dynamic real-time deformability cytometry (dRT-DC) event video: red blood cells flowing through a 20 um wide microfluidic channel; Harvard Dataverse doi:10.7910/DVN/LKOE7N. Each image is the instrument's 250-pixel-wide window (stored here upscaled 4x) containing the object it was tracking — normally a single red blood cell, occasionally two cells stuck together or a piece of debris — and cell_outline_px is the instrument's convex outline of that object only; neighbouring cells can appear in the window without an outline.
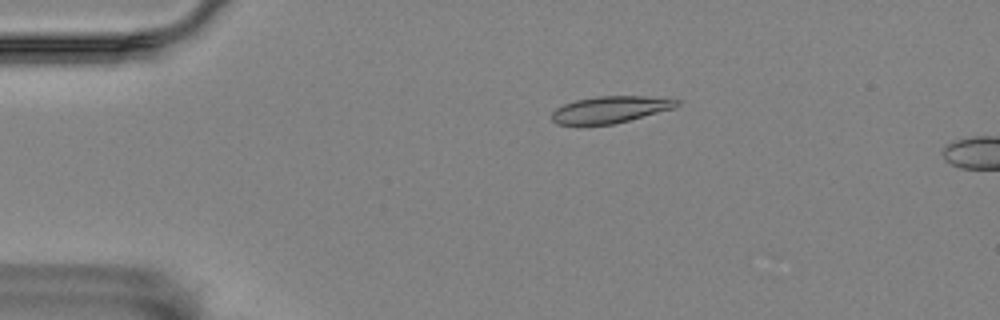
{"species": "Egyptian fruit bat (a non-hibernating species)", "species_latin": "Rousettus aegyptiacus", "temperature_condition": "room temperature", "stored_images_in_passage": 6, "camera_frame_rate_fps": 3000, "um_per_image_px": 0.085, "animal": {"sex": "female"}, "frame": {"image": 1, "passage_image": 3, "time_ms": 0.667, "image_size_px": [1000, 320], "cell_outline_px": [[680, 104], [672, 108], [628, 120], [612, 124], [556, 124], [552, 120], [552, 112], [556, 108], [564, 104], [576, 100], [596, 96], [644, 96], [680, 100]], "centroid_in_image_um": [51.83, 9.3], "position_along_channel_um": 33.2, "area_um2": 19.07}}